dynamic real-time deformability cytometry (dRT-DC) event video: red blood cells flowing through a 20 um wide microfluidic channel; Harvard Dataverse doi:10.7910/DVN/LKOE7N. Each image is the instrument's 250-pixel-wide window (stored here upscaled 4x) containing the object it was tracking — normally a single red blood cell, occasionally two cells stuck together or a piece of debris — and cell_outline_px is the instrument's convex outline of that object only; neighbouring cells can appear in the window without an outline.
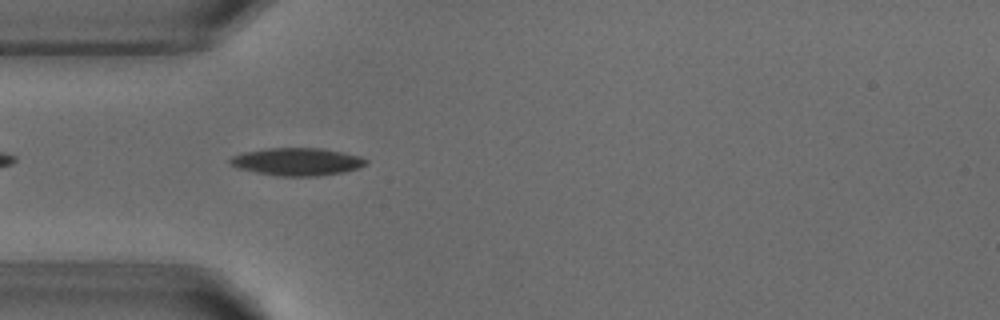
{"species": "common noctule bat (a hibernating species)", "species_latin": "Nyctalus noctula", "temperature_condition": "warm", "stored_images_in_passage": 38, "camera_frame_rate_fps": 3000, "um_per_image_px": 0.085, "animal": {"sex": "male", "body_mass_g": 18.8}, "frame": {"image": 1, "passage_image": 4, "time_ms": 1.0, "image_size_px": [1000, 320], "cell_outline_px": [[368, 160], [364, 164], [356, 168], [344, 172], [316, 176], [276, 176], [256, 172], [240, 168], [232, 164], [228, 160], [232, 156], [244, 152], [264, 148], [320, 148], [344, 152], [360, 156]], "centroid_in_image_um": [25.25, 13.74], "position_along_channel_um": 59.8, "area_um2": 21.73}}
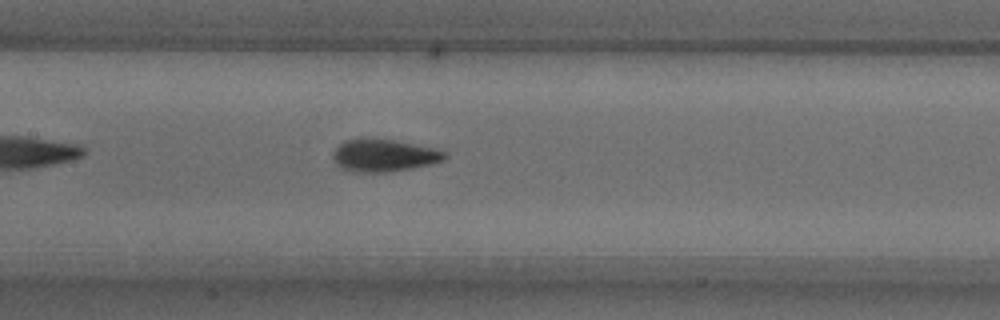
{"frame": {"image": 2, "passage_image": 13, "time_ms": 4.0, "image_size_px": [1000, 320], "cell_outline_px": [[448, 156], [444, 160], [432, 164], [384, 172], [356, 172], [340, 168], [332, 160], [332, 152], [344, 140], [360, 136], [396, 140], [436, 148], [448, 152]], "centroid_in_image_um": [32.61, 13.17], "position_along_channel_um": 174.8, "area_um2": 21.68}}
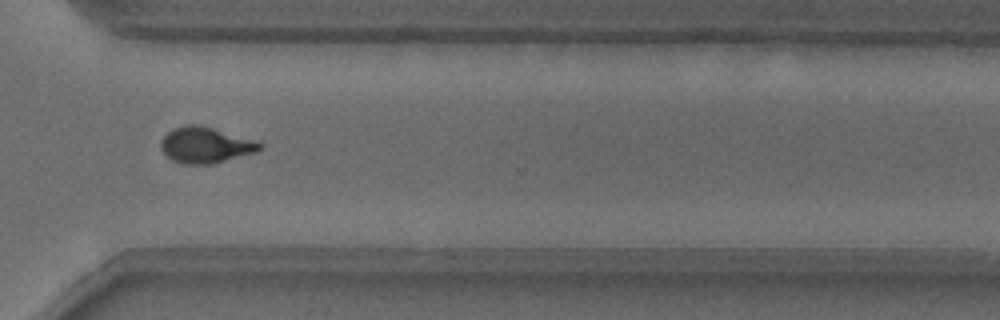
{"frame": {"image": 3, "passage_image": 27, "time_ms": 8.667, "image_size_px": [1000, 320], "cell_outline_px": [[264, 148], [256, 152], [212, 164], [180, 164], [172, 160], [160, 148], [160, 144], [164, 136], [172, 128], [184, 124], [200, 124], [252, 140], [264, 144]], "centroid_in_image_um": [17.45, 12.33], "position_along_channel_um": 353.2, "area_um2": 20.69}, "authors_computed_cell_mechanics": {"area_um2": 20.6924, "velocity_mm_per_s": 3.8337, "shape_relaxation_time_tau1_ms": 3.1244, "shape_relaxation_time_tau2_ms": 1.3221, "deformation_change_tau1": 0.1694, "deformation_change_tau2": 0.075}}